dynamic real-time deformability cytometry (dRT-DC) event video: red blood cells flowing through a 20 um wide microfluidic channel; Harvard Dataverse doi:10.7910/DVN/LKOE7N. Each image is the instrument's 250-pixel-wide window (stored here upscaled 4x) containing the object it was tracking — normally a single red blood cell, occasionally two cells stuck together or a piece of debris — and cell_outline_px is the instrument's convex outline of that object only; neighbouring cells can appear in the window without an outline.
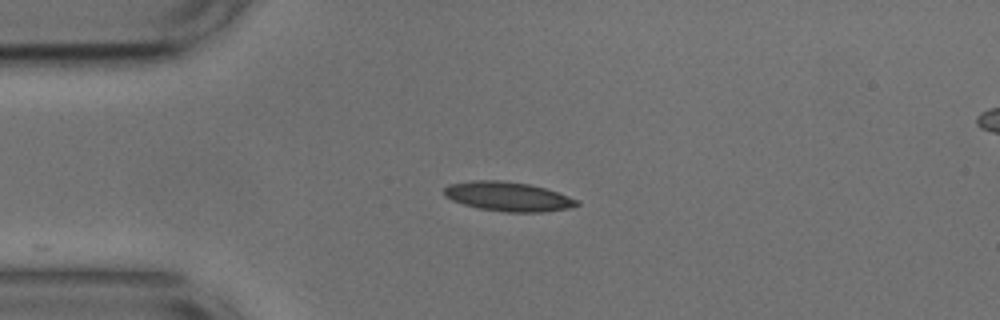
{"species": "common noctule bat (a hibernating species)", "species_latin": "Nyctalus noctula", "temperature_condition": "cold", "stored_images_in_passage": 5, "camera_frame_rate_fps": 3000, "um_per_image_px": 0.085, "animal": {"sex": "male", "body_mass_g": 17.9, "forearm_length_mm": 54.2}, "frame": {"image": 1, "passage_image": 1, "time_ms": 0.0, "image_size_px": [1000, 320], "cell_outline_px": [[580, 204], [568, 208], [540, 212], [504, 212], [480, 208], [464, 204], [452, 200], [444, 196], [444, 188], [448, 184], [472, 180], [500, 180], [528, 184], [544, 188], [580, 200]], "centroid_in_image_um": [43.16, 16.7], "position_along_channel_um": 41.8, "area_um2": 22.54}}